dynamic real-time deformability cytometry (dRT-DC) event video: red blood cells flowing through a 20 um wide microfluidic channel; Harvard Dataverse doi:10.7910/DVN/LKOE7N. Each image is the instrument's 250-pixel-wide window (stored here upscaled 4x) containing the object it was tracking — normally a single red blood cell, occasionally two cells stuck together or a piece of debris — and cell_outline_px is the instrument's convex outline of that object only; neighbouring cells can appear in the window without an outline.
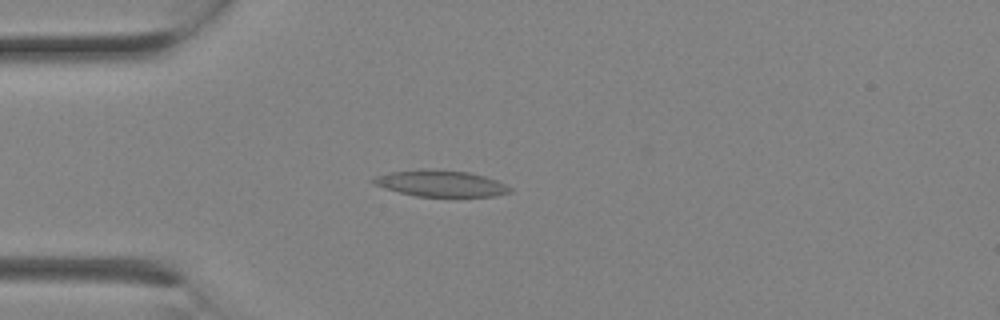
{"species": "Egyptian fruit bat (a non-hibernating species)", "species_latin": "Rousettus aegyptiacus", "temperature_condition": "room temperature", "stored_images_in_passage": 2, "camera_frame_rate_fps": 3000, "um_per_image_px": 0.085, "animal": {"sex": "female"}, "frame": {"image": 1, "passage_image": 2, "time_ms": 0.333, "image_size_px": [1000, 320], "cell_outline_px": [[512, 192], [496, 196], [416, 196], [384, 188], [368, 180], [376, 176], [388, 172], [420, 168], [432, 168], [468, 172], [484, 176], [496, 180], [512, 188]], "centroid_in_image_um": [37.43, 15.57], "position_along_channel_um": 47.6, "area_um2": 21.1}}